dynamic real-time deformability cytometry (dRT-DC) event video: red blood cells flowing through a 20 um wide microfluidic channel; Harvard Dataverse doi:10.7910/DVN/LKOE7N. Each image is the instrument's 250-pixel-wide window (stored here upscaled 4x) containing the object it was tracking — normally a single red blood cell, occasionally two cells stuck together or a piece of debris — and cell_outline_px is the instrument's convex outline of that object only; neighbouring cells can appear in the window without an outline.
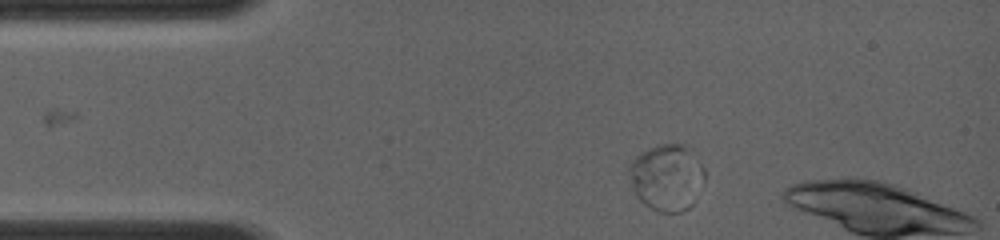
{"species": "common noctule bat (a hibernating species)", "species_latin": "Nyctalus noctula", "temperature_condition": "room temperature", "stored_images_in_passage": 2, "camera_frame_rate_fps": 4000, "um_per_image_px": 0.085, "animal": {"sex": "female", "body_mass_g": 19.0, "forearm_length_mm": 56.7}, "frame": {"image": 1, "passage_image": 1, "time_ms": 0.0, "image_size_px": [1000, 240], "cell_outline_px": [[692, 204], [688, 208], [680, 212], [656, 212], [644, 204], [636, 196], [632, 188], [628, 168], [632, 160], [636, 156], [648, 148], [656, 144], [684, 144]], "centroid_in_image_um": [56.26, 15.14], "position_along_channel_um": 28.7, "area_um2": 25.03}}